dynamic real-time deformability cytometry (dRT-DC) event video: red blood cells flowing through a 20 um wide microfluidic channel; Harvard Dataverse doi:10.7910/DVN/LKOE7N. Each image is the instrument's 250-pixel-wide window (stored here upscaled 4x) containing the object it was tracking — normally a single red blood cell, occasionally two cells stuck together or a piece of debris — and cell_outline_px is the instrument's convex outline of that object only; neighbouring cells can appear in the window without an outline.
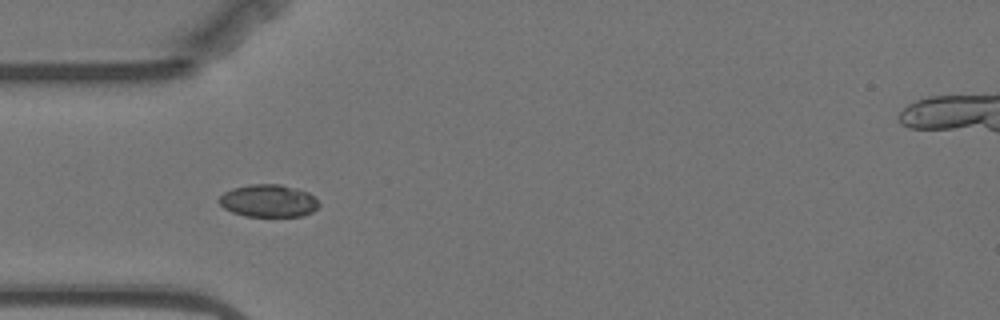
{"species": "Egyptian fruit bat (a non-hibernating species)", "species_latin": "Rousettus aegyptiacus", "temperature_condition": "warm", "stored_images_in_passage": 5, "camera_frame_rate_fps": 3000, "um_per_image_px": 0.085, "animal": {"sex": "female"}, "frame": {"image": 1, "passage_image": 4, "time_ms": 3.667, "image_size_px": [1000, 320], "cell_outline_px": [[320, 204], [312, 212], [300, 216], [244, 216], [232, 212], [224, 208], [216, 200], [224, 192], [232, 188], [248, 184], [280, 184], [308, 192]], "centroid_in_image_um": [22.77, 17.06], "position_along_channel_um": 62.2, "area_um2": 18.9}}
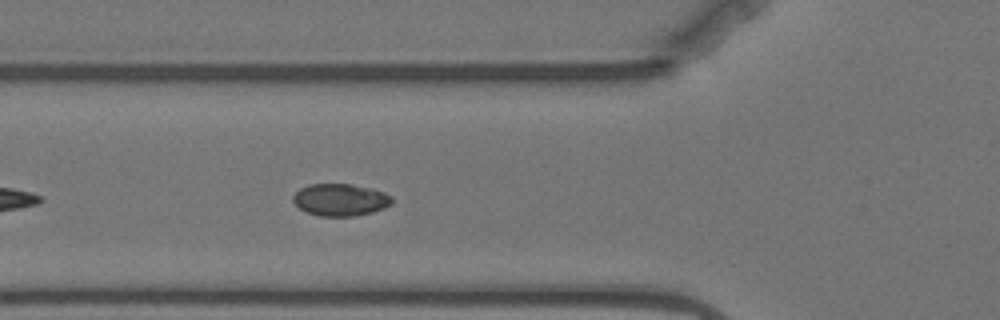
{"frame": {"image": 2, "passage_image": 5, "time_ms": 4.667, "image_size_px": [1000, 320], "cell_outline_px": [[392, 204], [384, 208], [372, 212], [356, 216], [320, 216], [308, 212], [300, 208], [292, 200], [292, 196], [300, 188], [308, 184], [352, 184], [372, 188], [384, 192], [392, 196]], "centroid_in_image_um": [28.95, 16.97], "position_along_channel_um": 96.9, "area_um2": 18.61}}